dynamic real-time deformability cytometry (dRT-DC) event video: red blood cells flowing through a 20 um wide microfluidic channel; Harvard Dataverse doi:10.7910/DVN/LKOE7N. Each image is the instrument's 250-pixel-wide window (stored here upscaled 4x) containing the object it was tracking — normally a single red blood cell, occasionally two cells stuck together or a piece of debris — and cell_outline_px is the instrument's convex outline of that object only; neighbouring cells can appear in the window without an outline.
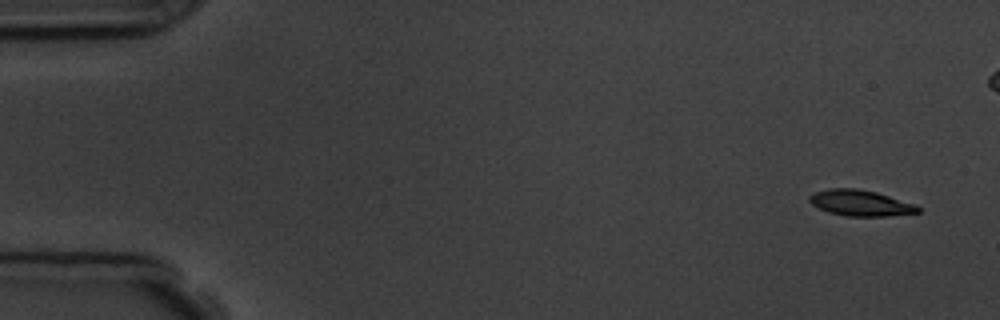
{"species": "common noctule bat (a hibernating species)", "species_latin": "Nyctalus noctula", "temperature_condition": "room temperature", "stored_images_in_passage": 6, "camera_frame_rate_fps": 3000, "um_per_image_px": 0.085, "animal": {"sex": "male", "body_mass_g": 19.5, "forearm_length_mm": 54.6}, "frame": {"image": 1, "passage_image": 1, "time_ms": 0.0, "image_size_px": [1000, 320], "cell_outline_px": [[920, 212], [888, 216], [844, 216], [828, 212], [812, 204], [808, 200], [808, 196], [816, 192], [828, 188], [856, 188], [876, 192], [916, 204], [920, 208]], "centroid_in_image_um": [73.14, 17.25], "position_along_channel_um": 11.9, "area_um2": 16.42}}